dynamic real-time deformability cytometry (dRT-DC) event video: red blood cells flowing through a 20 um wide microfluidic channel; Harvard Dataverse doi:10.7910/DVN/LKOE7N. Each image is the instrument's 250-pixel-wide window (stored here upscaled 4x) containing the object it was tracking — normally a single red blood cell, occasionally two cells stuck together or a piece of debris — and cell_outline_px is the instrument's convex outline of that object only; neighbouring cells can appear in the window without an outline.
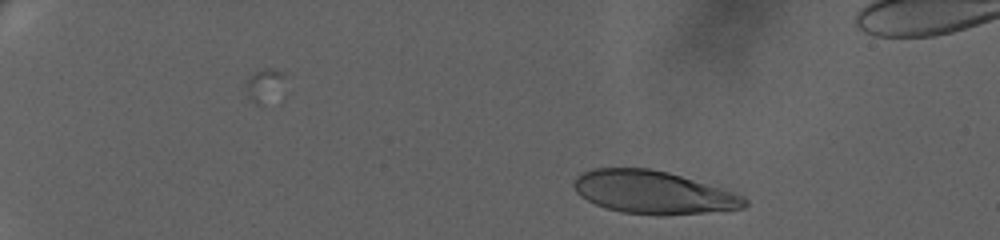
{"species": "human", "species_latin": "Homo sapiens", "temperature_condition": "warm", "stored_images_in_passage": 50, "camera_frame_rate_fps": 3000, "um_per_image_px": 0.085, "donor": {"sex": "female"}, "frame": {"image": 1, "passage_image": 1, "time_ms": 0.0, "image_size_px": [1000, 240], "cell_outline_px": [[748, 204], [744, 208], [704, 212], [660, 216], [620, 212], [596, 204], [580, 196], [576, 192], [572, 184], [572, 180], [580, 172], [592, 168], [648, 168], [668, 172], [736, 192], [744, 196], [748, 200]], "centroid_in_image_um": [55.51, 16.34], "position_along_channel_um": 29.5, "area_um2": 42.95}}
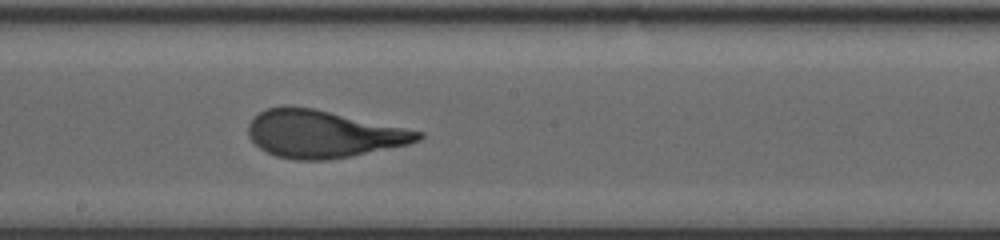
{"frame": {"image": 2, "passage_image": 30, "time_ms": 9.667, "image_size_px": [1000, 240], "cell_outline_px": [[424, 136], [420, 140], [408, 144], [352, 156], [328, 160], [296, 160], [276, 156], [260, 148], [248, 136], [248, 124], [260, 112], [268, 108], [312, 108], [424, 132]], "centroid_in_image_um": [27.48, 11.42], "position_along_channel_um": 220.7, "area_um2": 46.07}}
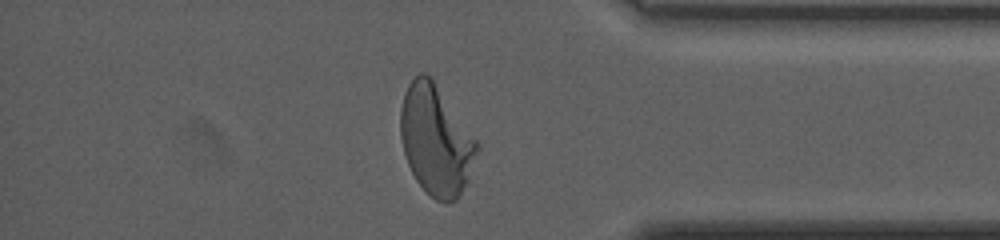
{"frame": {"image": 3, "passage_image": 47, "time_ms": 15.333, "image_size_px": [1000, 240], "cell_outline_px": [[480, 148], [468, 180], [456, 200], [448, 204], [444, 204], [436, 200], [416, 180], [408, 164], [404, 152], [400, 136], [400, 108], [408, 84], [420, 72], [424, 72], [432, 80], [480, 144]], "centroid_in_image_um": [37.06, 11.96], "position_along_channel_um": 398.1, "area_um2": 48.44}, "authors_computed_cell_mechanics": {"area_um2": 46.1244, "velocity_mm_per_s": 3.3172, "shape_relaxation_time_tau1_ms": 5.6333, "shape_relaxation_time_tau2_ms": null, "deformation_change_tau1": 0.2622, "deformation_change_tau2": null}}